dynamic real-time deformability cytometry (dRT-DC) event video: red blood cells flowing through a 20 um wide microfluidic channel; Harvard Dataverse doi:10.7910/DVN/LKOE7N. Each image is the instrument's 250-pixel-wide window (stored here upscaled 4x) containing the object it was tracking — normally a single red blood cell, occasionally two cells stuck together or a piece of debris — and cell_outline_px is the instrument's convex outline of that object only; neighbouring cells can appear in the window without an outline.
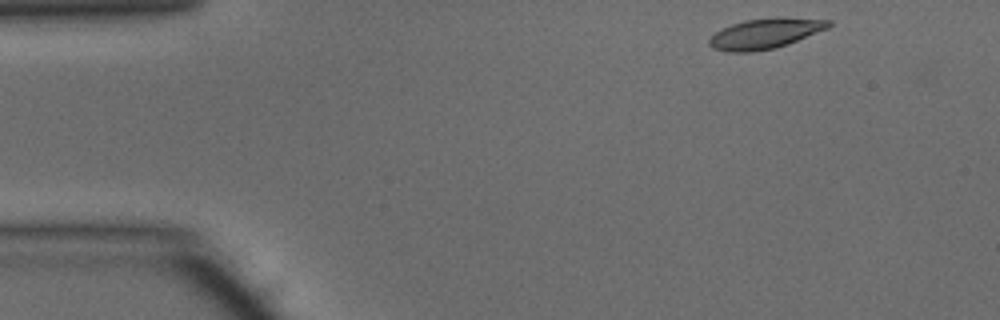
{"species": "common noctule bat (a hibernating species)", "species_latin": "Nyctalus noctula", "temperature_condition": "warm", "stored_images_in_passage": 43, "camera_frame_rate_fps": 3000, "um_per_image_px": 0.085, "animal": {"sex": "male", "body_mass_g": 15.6}, "frame": {"image": 1, "passage_image": 1, "time_ms": 0.0, "image_size_px": [1000, 320], "cell_outline_px": [[832, 24], [828, 28], [788, 44], [776, 48], [752, 52], [728, 52], [712, 48], [708, 44], [708, 40], [716, 32], [732, 24], [744, 20], [776, 16], [780, 16], [832, 20]], "centroid_in_image_um": [65.07, 2.84], "position_along_channel_um": 19.9, "area_um2": 21.33}}
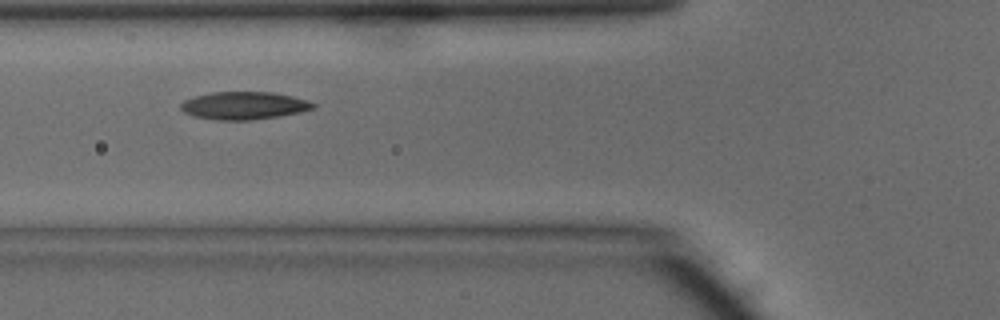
{"frame": {"image": 2, "passage_image": 13, "time_ms": 4.0, "image_size_px": [1000, 320], "cell_outline_px": [[316, 108], [300, 112], [280, 116], [252, 120], [216, 120], [196, 116], [184, 112], [180, 108], [180, 104], [184, 100], [196, 96], [212, 92], [272, 92], [292, 96], [308, 100], [316, 104]], "centroid_in_image_um": [20.77, 8.97], "position_along_channel_um": 105.0, "area_um2": 21.39}}
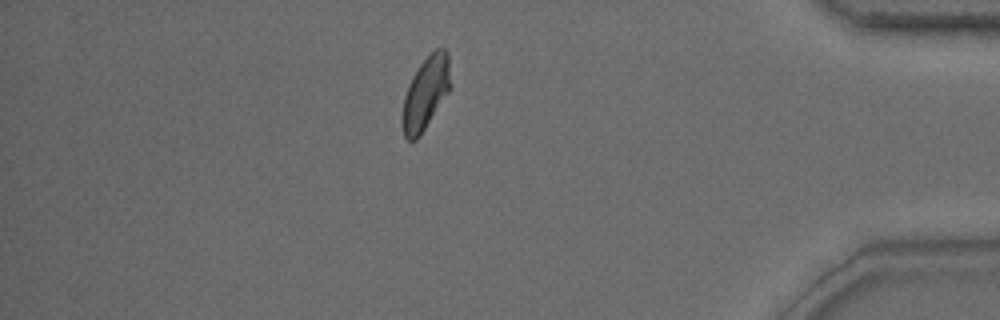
{"frame": {"image": 3, "passage_image": 37, "time_ms": 12.0, "image_size_px": [1000, 320], "cell_outline_px": [[452, 84], [448, 92], [420, 136], [416, 140], [408, 140], [404, 136], [404, 96], [408, 84], [416, 68], [436, 48], [444, 48], [448, 52]], "centroid_in_image_um": [36.22, 7.85], "position_along_channel_um": 399.0, "area_um2": 20.11}, "authors_computed_cell_mechanics": {"area_um2": 20.7502, "velocity_mm_per_s": 4.1625, "shape_relaxation_time_tau1_ms": 5.1161, "shape_relaxation_time_tau2_ms": 2.5664, "deformation_change_tau1": 0.1551, "deformation_change_tau2": 0.0799}}